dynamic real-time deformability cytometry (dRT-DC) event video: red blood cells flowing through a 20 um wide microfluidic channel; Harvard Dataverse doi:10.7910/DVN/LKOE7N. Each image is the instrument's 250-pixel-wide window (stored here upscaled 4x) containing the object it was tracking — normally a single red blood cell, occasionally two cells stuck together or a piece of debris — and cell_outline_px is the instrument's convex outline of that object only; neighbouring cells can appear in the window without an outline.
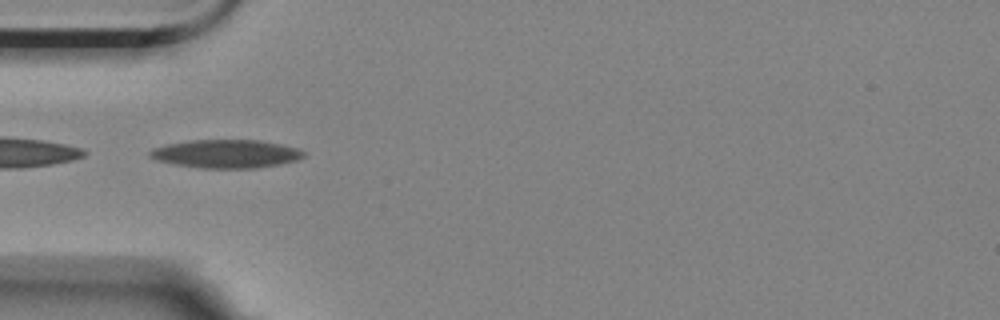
{"species": "Egyptian fruit bat (a non-hibernating species)", "species_latin": "Rousettus aegyptiacus", "temperature_condition": "room temperature", "stored_images_in_passage": 36, "camera_frame_rate_fps": 3000, "um_per_image_px": 0.085, "animal": {"sex": "female"}, "frame": {"image": 1, "passage_image": 1, "time_ms": 0.0, "image_size_px": [1000, 320], "cell_outline_px": [[304, 156], [296, 160], [280, 164], [256, 168], [200, 168], [172, 164], [156, 160], [148, 156], [148, 152], [152, 148], [168, 144], [188, 140], [260, 140], [280, 144], [296, 148], [304, 152]], "centroid_in_image_um": [19.16, 13.07], "position_along_channel_um": 65.8, "area_um2": 25.43}}
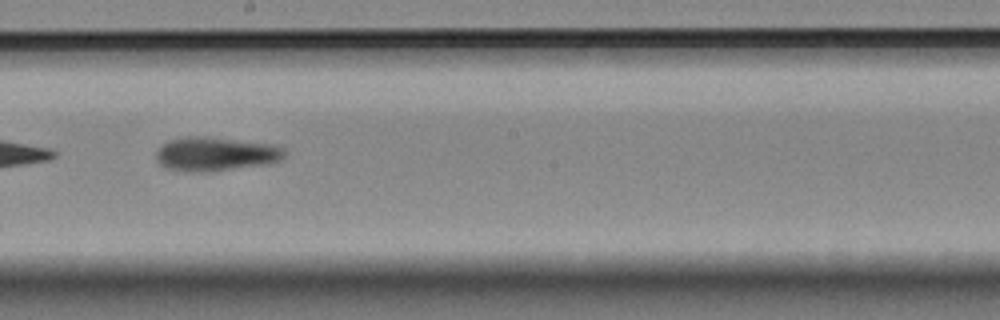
{"frame": {"image": 2, "passage_image": 15, "time_ms": 4.667, "image_size_px": [1000, 320], "cell_outline_px": [[288, 152], [284, 160], [268, 164], [204, 172], [184, 172], [168, 168], [160, 164], [156, 160], [156, 152], [160, 144], [168, 140], [184, 136], [204, 136], [276, 144], [284, 148]], "centroid_in_image_um": [18.36, 13.08], "position_along_channel_um": 229.8, "area_um2": 26.01}}
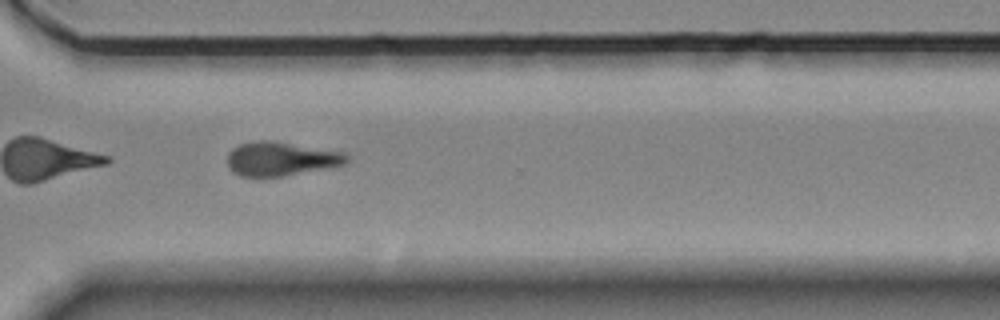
{"frame": {"image": 3, "passage_image": 25, "time_ms": 8.0, "image_size_px": [1000, 320], "cell_outline_px": [[348, 160], [344, 164], [284, 176], [240, 176], [232, 172], [228, 168], [228, 152], [232, 148], [240, 144], [252, 140], [276, 140], [344, 152], [348, 156]], "centroid_in_image_um": [23.84, 13.47], "position_along_channel_um": 346.8, "area_um2": 23.76}, "authors_computed_cell_mechanics": {"area_um2": 24.276, "velocity_mm_per_s": 3.5146, "shape_relaxation_time_tau1_ms": 7.7131, "shape_relaxation_time_tau2_ms": 8.389, "deformation_change_tau1": 0.1674, "deformation_change_tau2": 0.1792}}